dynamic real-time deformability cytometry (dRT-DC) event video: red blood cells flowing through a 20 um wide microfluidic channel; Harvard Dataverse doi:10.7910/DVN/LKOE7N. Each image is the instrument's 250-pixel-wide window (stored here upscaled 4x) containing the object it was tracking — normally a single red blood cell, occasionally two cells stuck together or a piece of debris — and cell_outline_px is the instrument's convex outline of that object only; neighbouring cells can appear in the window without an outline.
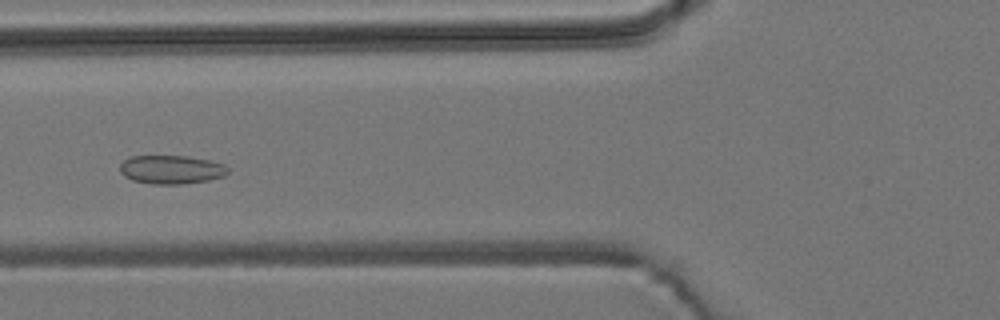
{"species": "common noctule bat (a hibernating species)", "species_latin": "Nyctalus noctula", "temperature_condition": "room temperature", "stored_images_in_passage": 52, "camera_frame_rate_fps": 3000, "um_per_image_px": 0.085, "animal": {"sex": "male", "body_mass_g": 19.2, "forearm_length_mm": 51.8}, "frame": {"image": 1, "passage_image": 19, "time_ms": 6.0, "image_size_px": [1000, 320], "cell_outline_px": [[228, 172], [224, 176], [208, 180], [180, 184], [152, 184], [132, 180], [124, 176], [120, 172], [120, 164], [124, 160], [132, 156], [188, 156], [208, 160], [224, 164], [228, 168]], "centroid_in_image_um": [14.55, 14.41], "position_along_channel_um": 111.3, "area_um2": 17.98}}
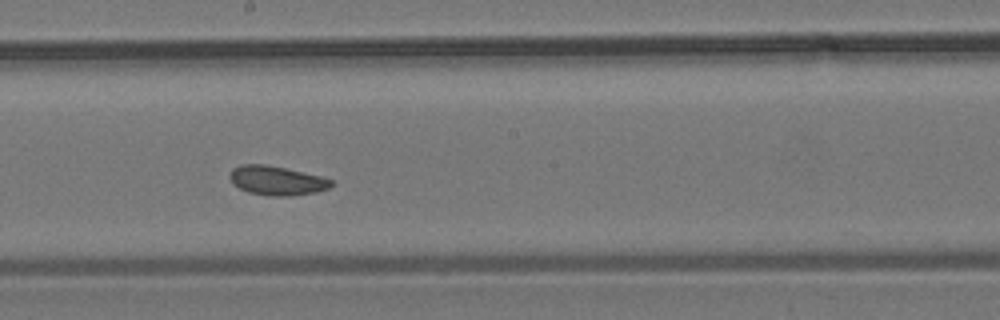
{"frame": {"image": 2, "passage_image": 28, "time_ms": 9.0, "image_size_px": [1000, 320], "cell_outline_px": [[332, 184], [328, 188], [316, 192], [292, 196], [268, 196], [248, 192], [232, 184], [228, 176], [232, 168], [240, 164], [264, 164], [284, 168], [320, 176], [332, 180]], "centroid_in_image_um": [23.46, 15.35], "position_along_channel_um": 224.7, "area_um2": 17.28}}
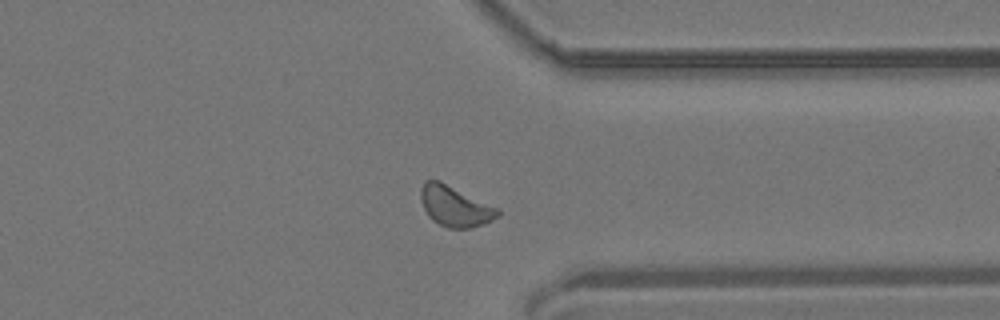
{"frame": {"image": 3, "passage_image": 40, "time_ms": 13.0, "image_size_px": [1000, 320], "cell_outline_px": [[500, 216], [484, 224], [472, 228], [448, 228], [432, 220], [428, 216], [420, 200], [420, 188], [424, 180], [440, 180], [500, 208]], "centroid_in_image_um": [38.69, 17.52], "position_along_channel_um": 372.7, "area_um2": 18.55}, "authors_computed_cell_mechanics": {"area_um2": 17.6001, "velocity_mm_per_s": 3.7764, "shape_relaxation_time_tau1_ms": null, "shape_relaxation_time_tau2_ms": 2.9008, "deformation_change_tau1": null, "deformation_change_tau2": 0.0721}}